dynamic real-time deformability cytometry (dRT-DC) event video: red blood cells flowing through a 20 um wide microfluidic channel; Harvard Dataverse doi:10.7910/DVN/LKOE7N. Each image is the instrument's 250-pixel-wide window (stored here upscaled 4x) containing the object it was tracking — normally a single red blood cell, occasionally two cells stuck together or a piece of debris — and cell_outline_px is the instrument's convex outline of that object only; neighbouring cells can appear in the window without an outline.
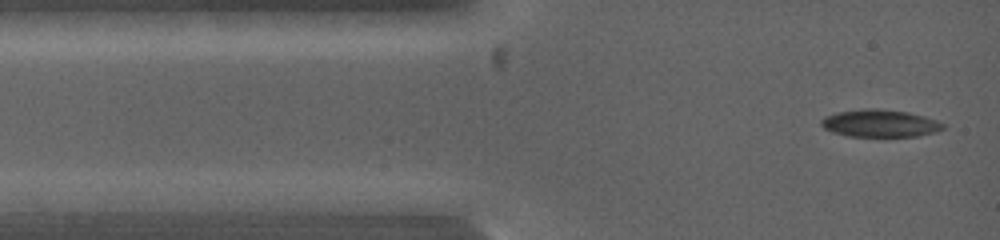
{"species": "common noctule bat (a hibernating species)", "species_latin": "Nyctalus noctula", "temperature_condition": "warm", "stored_images_in_passage": 8, "camera_frame_rate_fps": 5000, "um_per_image_px": 0.085, "animal": {"sex": "female", "body_mass_g": 19.0, "forearm_length_mm": 53.3}, "frame": {"image": 1, "passage_image": 1, "time_ms": 0.0, "image_size_px": [1000, 240], "cell_outline_px": [[944, 128], [936, 132], [916, 136], [848, 136], [832, 132], [824, 128], [820, 124], [820, 120], [824, 116], [836, 112], [864, 108], [876, 108], [908, 112], [924, 116], [936, 120], [944, 124]], "centroid_in_image_um": [74.76, 10.47], "position_along_channel_um": 10.2, "area_um2": 19.54}}
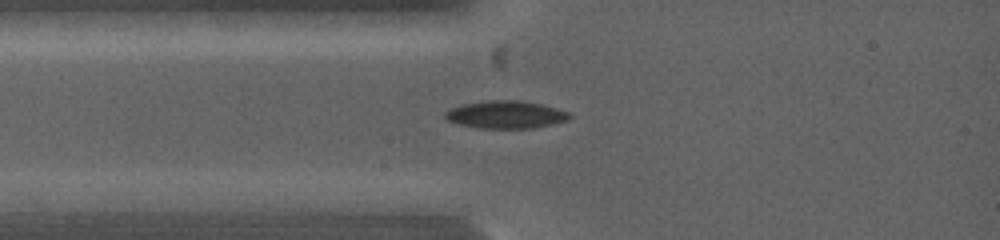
{"frame": {"image": 2, "passage_image": 5, "time_ms": 1.8, "image_size_px": [1000, 240], "cell_outline_px": [[572, 116], [568, 120], [536, 128], [476, 128], [444, 120], [444, 112], [460, 104], [488, 100], [520, 100], [544, 104], [568, 112]], "centroid_in_image_um": [42.97, 9.74], "position_along_channel_um": 42.0, "area_um2": 20.29}}
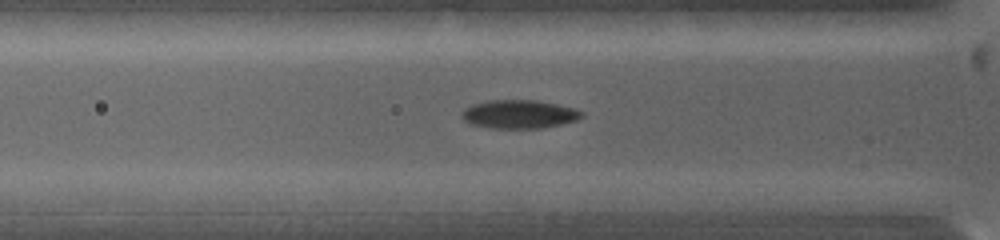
{"frame": {"image": 3, "passage_image": 7, "time_ms": 2.8, "image_size_px": [1000, 240], "cell_outline_px": [[584, 116], [576, 120], [560, 124], [540, 128], [492, 128], [472, 124], [464, 120], [460, 116], [460, 112], [464, 108], [472, 104], [488, 100], [536, 100], [556, 104], [572, 108], [584, 112]], "centroid_in_image_um": [44.09, 9.7], "position_along_channel_um": 81.7, "area_um2": 19.88}}